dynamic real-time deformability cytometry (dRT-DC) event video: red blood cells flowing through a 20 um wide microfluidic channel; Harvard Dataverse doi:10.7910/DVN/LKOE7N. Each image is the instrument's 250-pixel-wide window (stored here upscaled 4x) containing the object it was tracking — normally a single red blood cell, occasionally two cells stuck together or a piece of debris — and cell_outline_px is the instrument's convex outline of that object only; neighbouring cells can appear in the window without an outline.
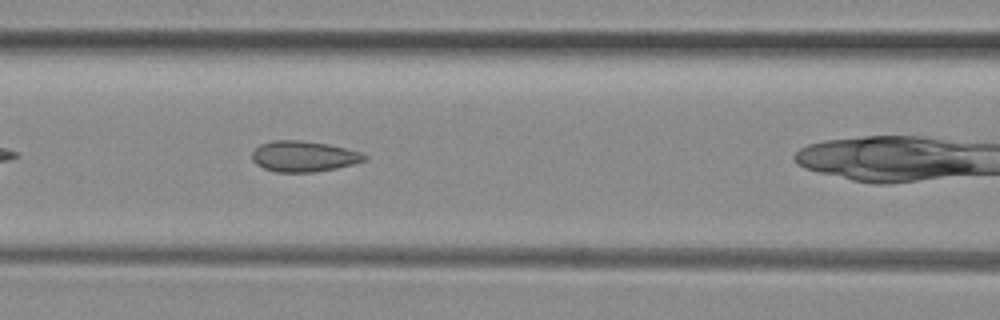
{"species": "common noctule bat (a hibernating species)", "species_latin": "Nyctalus noctula", "temperature_condition": "room temperature", "stored_images_in_passage": 34, "camera_frame_rate_fps": 3000, "um_per_image_px": 0.085, "animal": {"sex": "female", "body_mass_g": 29.2, "forearm_length_mm": 56.3}, "frame": {"image": 1, "passage_image": 15, "time_ms": 4.667, "image_size_px": [1000, 320], "cell_outline_px": [[368, 160], [336, 168], [312, 172], [276, 172], [264, 168], [256, 164], [252, 160], [252, 152], [260, 144], [272, 140], [300, 140], [328, 144], [360, 152], [368, 156]], "centroid_in_image_um": [25.8, 13.28], "position_along_channel_um": 140.8, "area_um2": 20.11}}